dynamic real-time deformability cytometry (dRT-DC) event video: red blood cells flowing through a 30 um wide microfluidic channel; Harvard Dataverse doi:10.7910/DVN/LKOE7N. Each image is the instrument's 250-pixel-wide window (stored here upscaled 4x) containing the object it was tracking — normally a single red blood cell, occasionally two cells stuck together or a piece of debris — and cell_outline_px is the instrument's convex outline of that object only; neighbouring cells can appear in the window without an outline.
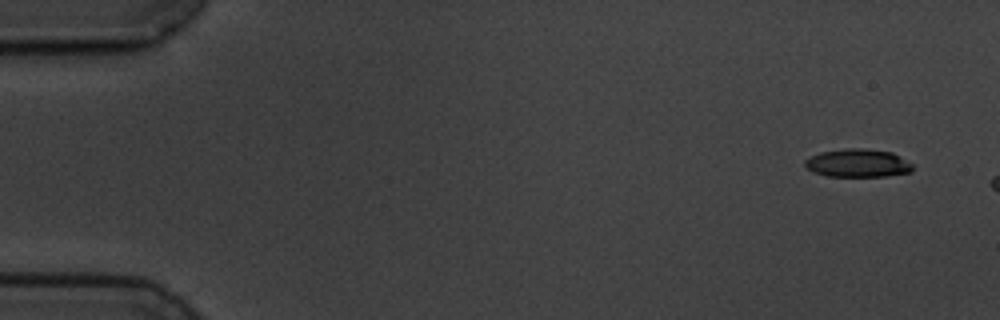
{"species": "common noctule bat (a hibernating species)", "species_latin": "Nyctalus noctula", "temperature_condition": "cold", "stored_images_in_passage": 7, "camera_frame_rate_fps": 3000, "um_per_image_px": 0.085, "animal": {"sex": "male", "body_mass_g": 19.5, "forearm_length_mm": 54.6}, "frame": {"image": 1, "passage_image": 1, "time_ms": 0.0, "image_size_px": [1000, 320], "cell_outline_px": [[912, 172], [884, 176], [828, 176], [812, 172], [804, 168], [804, 160], [820, 152], [848, 148], [864, 148], [892, 152], [912, 164]], "centroid_in_image_um": [72.87, 13.86], "position_along_channel_um": 12.1, "area_um2": 17.69}}